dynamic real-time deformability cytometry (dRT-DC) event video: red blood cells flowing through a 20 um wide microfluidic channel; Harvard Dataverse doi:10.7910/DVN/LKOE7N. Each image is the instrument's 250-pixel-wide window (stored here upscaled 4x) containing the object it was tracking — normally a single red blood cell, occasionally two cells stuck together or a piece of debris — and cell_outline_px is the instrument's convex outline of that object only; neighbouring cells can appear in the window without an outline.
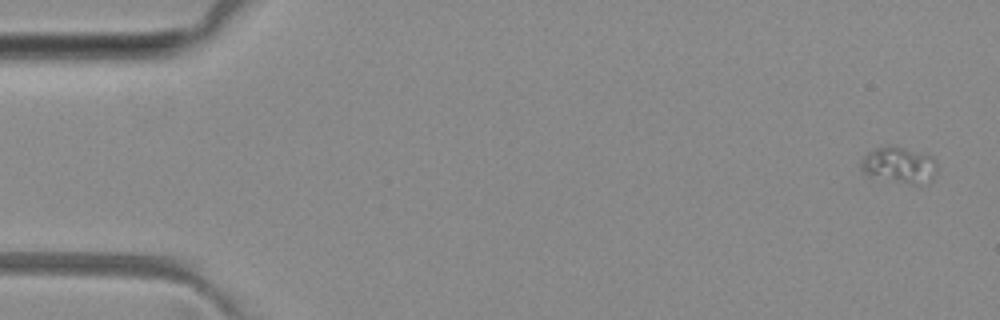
{"species": "common noctule bat (a hibernating species)", "species_latin": "Nyctalus noctula", "temperature_condition": "room temperature", "stored_images_in_passage": 5, "camera_frame_rate_fps": 3000, "um_per_image_px": 0.085, "animal": {"sex": "female", "body_mass_g": 29.2, "forearm_length_mm": 56.3}, "frame": {"image": 1, "passage_image": 1, "time_ms": 0.0, "image_size_px": [1000, 320], "cell_outline_px": [[936, 168], [932, 180], [928, 184], [908, 184], [872, 180], [860, 168], [860, 160], [868, 152], [876, 148], [888, 144], [892, 144], [932, 156], [936, 160]], "centroid_in_image_um": [76.38, 14.06], "position_along_channel_um": 8.6, "area_um2": 16.88}}
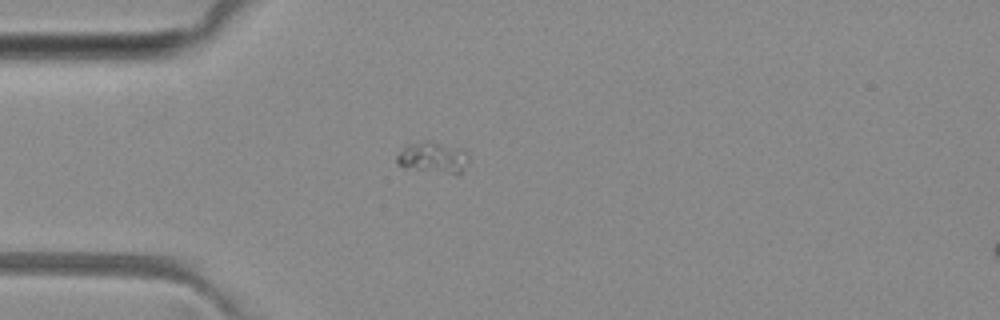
{"frame": {"image": 2, "passage_image": 4, "time_ms": 4.0, "image_size_px": [1000, 320], "cell_outline_px": [[468, 160], [460, 172], [452, 172], [404, 168], [396, 164], [396, 156], [408, 144], [424, 140], [428, 140], [464, 148], [468, 152]], "centroid_in_image_um": [36.78, 13.33], "position_along_channel_um": 48.2, "area_um2": 12.83}}